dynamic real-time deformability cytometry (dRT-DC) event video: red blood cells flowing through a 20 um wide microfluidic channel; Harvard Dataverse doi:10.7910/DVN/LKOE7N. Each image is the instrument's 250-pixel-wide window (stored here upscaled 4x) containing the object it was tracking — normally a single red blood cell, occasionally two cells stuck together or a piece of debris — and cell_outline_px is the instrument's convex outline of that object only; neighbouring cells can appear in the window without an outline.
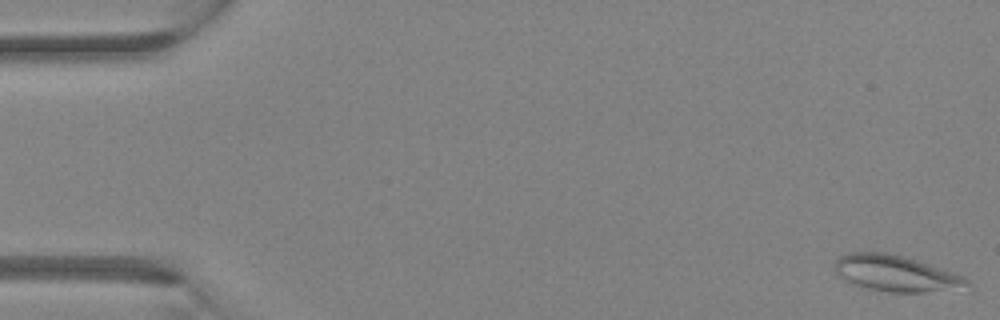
{"species": "Egyptian fruit bat (a non-hibernating species)", "species_latin": "Rousettus aegyptiacus", "temperature_condition": "room temperature", "stored_images_in_passage": 41, "segment_of_instrument_passage": [1, 2], "camera_frame_rate_fps": 3000, "um_per_image_px": 0.085, "animal": {"sex": "female"}, "frame": {"image": 1, "passage_image": 1, "time_ms": 0.0, "image_size_px": [1000, 320], "cell_outline_px": [[972, 292], [888, 292], [868, 288], [852, 284], [836, 276], [836, 260], [840, 256], [848, 252], [860, 248], [888, 252], [904, 256], [956, 272], [964, 276], [972, 284]], "centroid_in_image_um": [76.27, 23.24], "position_along_channel_um": 8.7, "area_um2": 29.59}}
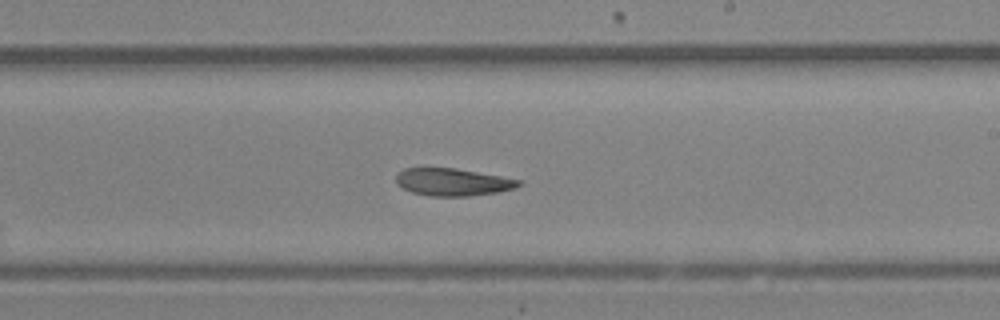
{"frame": {"image": 2, "passage_image": 24, "time_ms": 7.667, "image_size_px": [1000, 320], "cell_outline_px": [[524, 184], [516, 188], [496, 192], [468, 196], [428, 196], [412, 192], [396, 184], [396, 176], [404, 168], [456, 168], [500, 176], [520, 180]], "centroid_in_image_um": [38.49, 15.48], "position_along_channel_um": 250.5, "area_um2": 19.54}}
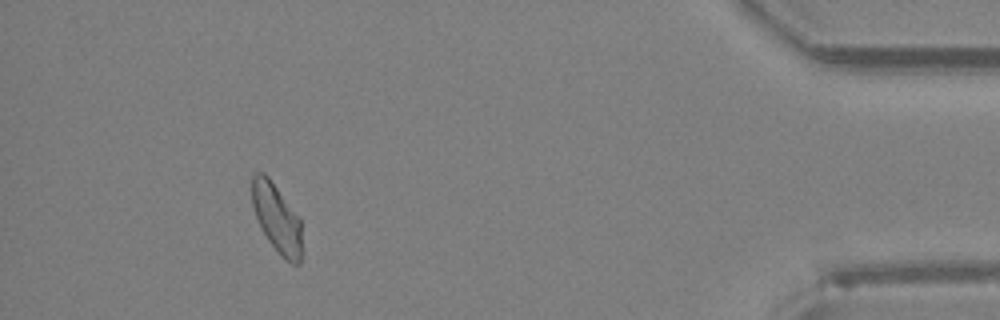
{"frame": {"image": 3, "passage_image": 37, "time_ms": 12.0, "image_size_px": [1000, 320], "cell_outline_px": [[300, 264], [292, 264], [280, 256], [268, 240], [260, 228], [252, 204], [252, 172], [264, 172], [268, 176], [300, 216]], "centroid_in_image_um": [23.5, 18.51], "position_along_channel_um": 411.7, "area_um2": 20.06}}